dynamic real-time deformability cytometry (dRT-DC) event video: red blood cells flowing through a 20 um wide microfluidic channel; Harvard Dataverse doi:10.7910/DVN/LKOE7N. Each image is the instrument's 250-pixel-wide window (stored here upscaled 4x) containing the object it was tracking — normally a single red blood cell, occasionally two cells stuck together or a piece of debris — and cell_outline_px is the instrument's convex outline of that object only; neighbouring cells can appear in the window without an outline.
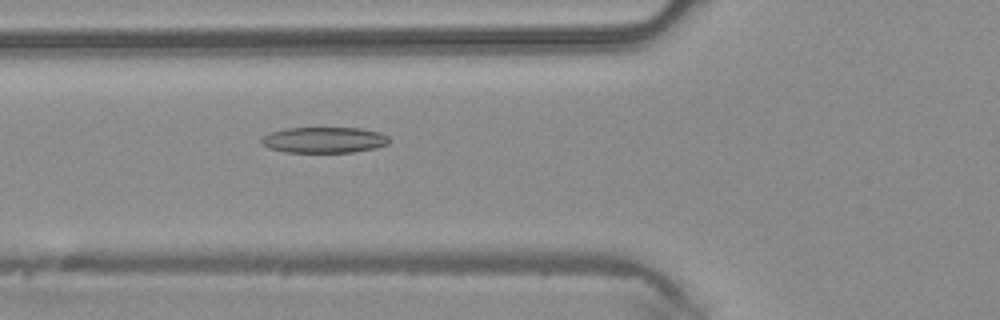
{"species": "common noctule bat (a hibernating species)", "species_latin": "Nyctalus noctula", "temperature_condition": "warm", "stored_images_in_passage": 34, "camera_frame_rate_fps": 3000, "um_per_image_px": 0.085, "animal": {"sex": "male", "body_mass_g": 20.4}, "frame": {"image": 1, "passage_image": 4, "time_ms": 1.0, "image_size_px": [1000, 320], "cell_outline_px": [[392, 140], [388, 144], [376, 148], [352, 152], [284, 152], [268, 148], [260, 144], [260, 140], [264, 136], [272, 132], [288, 128], [360, 128], [380, 132], [388, 136]], "centroid_in_image_um": [27.57, 11.9], "position_along_channel_um": 98.2, "area_um2": 19.36}}
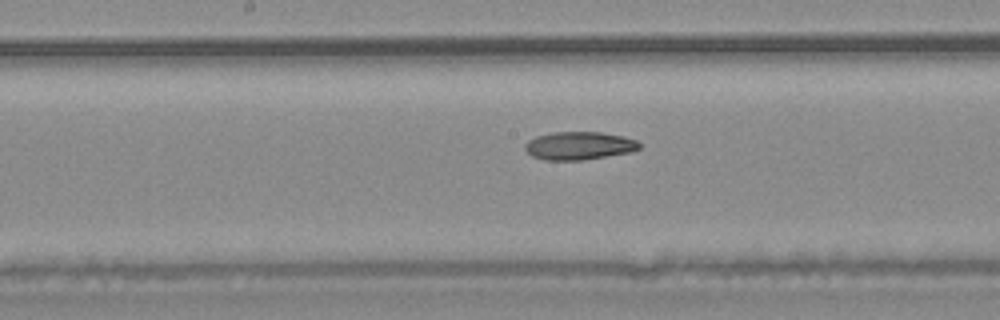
{"frame": {"image": 2, "passage_image": 11, "time_ms": 3.333, "image_size_px": [1000, 320], "cell_outline_px": [[640, 148], [628, 152], [584, 160], [544, 160], [532, 156], [524, 148], [524, 144], [528, 140], [536, 136], [552, 132], [600, 132], [624, 136], [636, 140], [640, 144]], "centroid_in_image_um": [49.19, 12.38], "position_along_channel_um": 199.0, "area_um2": 18.67}}
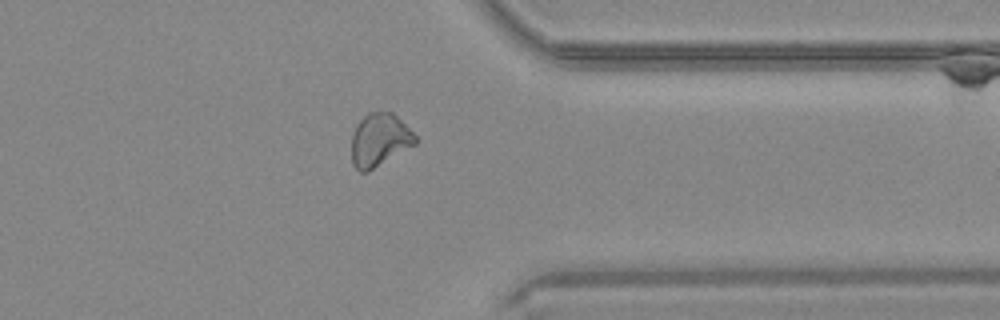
{"frame": {"image": 3, "passage_image": 24, "time_ms": 7.667, "image_size_px": [1000, 320], "cell_outline_px": [[416, 144], [368, 172], [360, 172], [352, 164], [352, 132], [356, 124], [368, 112], [392, 112], [416, 136]], "centroid_in_image_um": [32.23, 11.91], "position_along_channel_um": 379.2, "area_um2": 19.59}}